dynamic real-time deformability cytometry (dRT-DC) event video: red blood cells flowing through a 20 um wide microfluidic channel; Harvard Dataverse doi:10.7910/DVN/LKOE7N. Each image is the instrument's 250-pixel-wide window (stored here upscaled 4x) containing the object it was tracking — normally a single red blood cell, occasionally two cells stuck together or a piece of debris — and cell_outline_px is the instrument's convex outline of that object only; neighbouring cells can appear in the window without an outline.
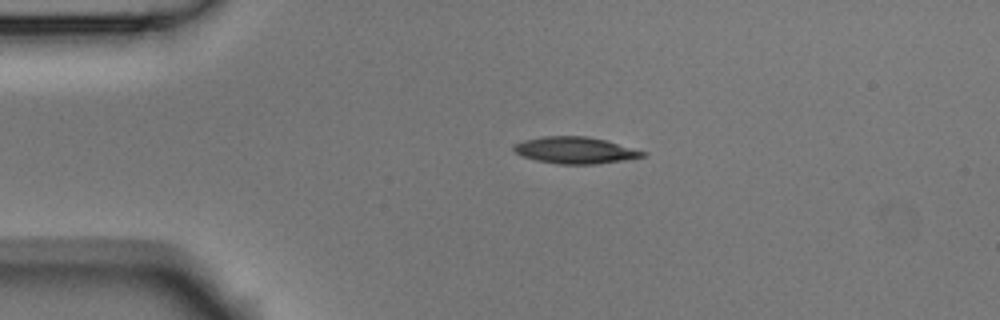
{"species": "Egyptian fruit bat (a non-hibernating species)", "species_latin": "Rousettus aegyptiacus", "temperature_condition": "room temperature", "stored_images_in_passage": 4, "camera_frame_rate_fps": 3000, "um_per_image_px": 0.085, "animal": {"sex": "male"}, "frame": {"image": 1, "passage_image": 3, "time_ms": 0.667, "image_size_px": [1000, 320], "cell_outline_px": [[648, 152], [644, 156], [596, 164], [560, 164], [536, 160], [520, 156], [512, 148], [512, 144], [524, 140], [544, 136], [584, 136], [604, 140]], "centroid_in_image_um": [48.83, 12.77], "position_along_channel_um": 36.2, "area_um2": 19.83}}